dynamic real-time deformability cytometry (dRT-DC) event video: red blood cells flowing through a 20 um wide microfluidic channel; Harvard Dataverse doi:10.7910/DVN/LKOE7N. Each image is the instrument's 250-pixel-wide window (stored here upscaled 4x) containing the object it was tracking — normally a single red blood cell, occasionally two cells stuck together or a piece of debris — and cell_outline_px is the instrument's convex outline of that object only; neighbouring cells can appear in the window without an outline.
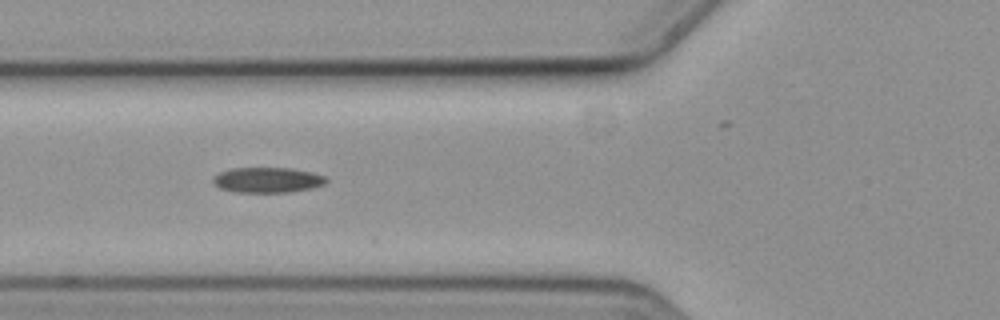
{"species": "common noctule bat (a hibernating species)", "species_latin": "Nyctalus noctula", "temperature_condition": "cold", "stored_images_in_passage": 44, "camera_frame_rate_fps": 3000, "um_per_image_px": 0.085, "animal": {"sex": "female", "body_mass_g": 19.3, "forearm_length_mm": 54.1}, "frame": {"image": 1, "passage_image": 8, "time_ms": 2.333, "image_size_px": [1000, 320], "cell_outline_px": [[328, 180], [324, 184], [312, 188], [292, 192], [236, 192], [220, 188], [212, 184], [212, 176], [220, 172], [232, 168], [292, 168], [312, 172], [324, 176]], "centroid_in_image_um": [22.71, 15.3], "position_along_channel_um": 103.1, "area_um2": 16.82}}
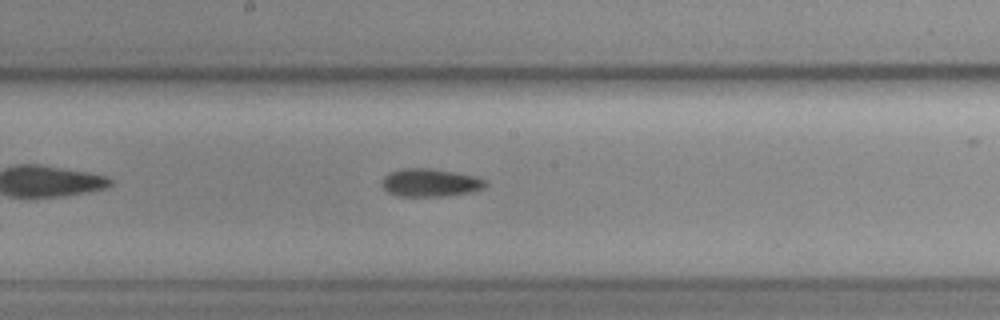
{"frame": {"image": 2, "passage_image": 17, "time_ms": 5.333, "image_size_px": [1000, 320], "cell_outline_px": [[488, 184], [484, 188], [472, 192], [444, 196], [400, 196], [388, 192], [380, 184], [380, 180], [384, 176], [400, 168], [432, 168], [476, 176], [484, 180]], "centroid_in_image_um": [36.56, 15.52], "position_along_channel_um": 211.6, "area_um2": 16.99}}
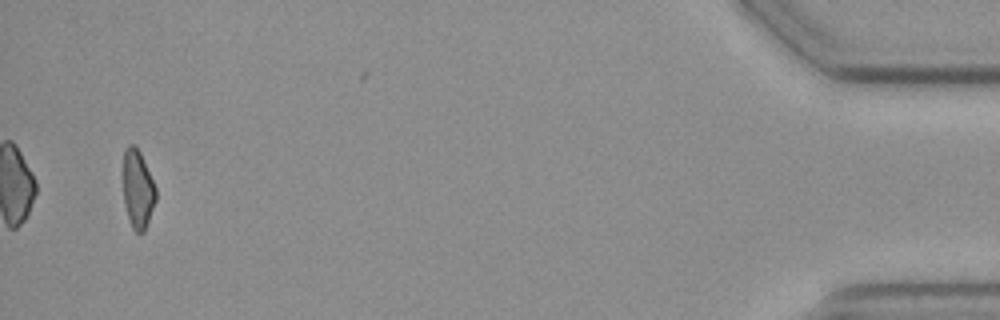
{"frame": {"image": 3, "passage_image": 42, "time_ms": 13.667, "image_size_px": [1000, 320], "cell_outline_px": [[156, 200], [144, 232], [136, 232], [132, 228], [124, 204], [124, 148], [128, 144], [136, 144], [140, 152], [156, 188]], "centroid_in_image_um": [11.71, 16.06], "position_along_channel_um": 423.5, "area_um2": 14.8}}